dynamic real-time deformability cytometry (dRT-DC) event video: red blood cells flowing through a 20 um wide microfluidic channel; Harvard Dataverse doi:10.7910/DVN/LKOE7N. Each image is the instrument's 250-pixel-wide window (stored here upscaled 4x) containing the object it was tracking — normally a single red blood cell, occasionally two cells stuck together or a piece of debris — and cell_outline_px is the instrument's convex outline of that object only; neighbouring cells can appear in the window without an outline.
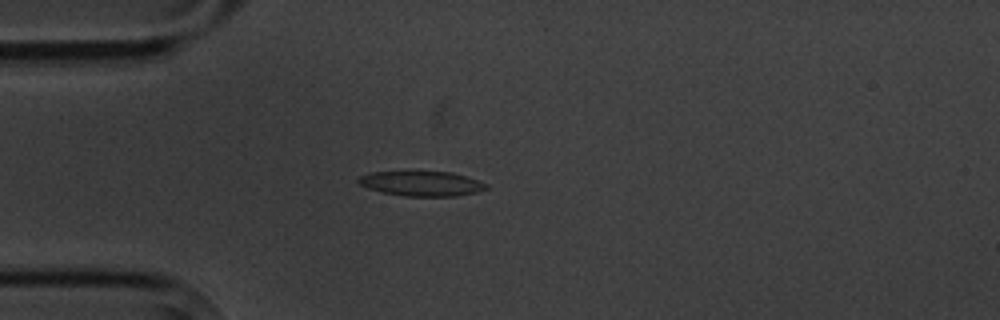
{"species": "common noctule bat (a hibernating species)", "species_latin": "Nyctalus noctula", "temperature_condition": "cold", "stored_images_in_passage": 4, "camera_frame_rate_fps": 3000, "um_per_image_px": 0.085, "animal": {"sex": "male", "body_mass_g": 20.1, "forearm_length_mm": 53.5}, "frame": {"image": 1, "passage_image": 4, "time_ms": 3.333, "image_size_px": [1000, 320], "cell_outline_px": [[488, 188], [476, 192], [456, 196], [404, 196], [384, 192], [368, 188], [360, 184], [356, 180], [360, 176], [372, 172], [452, 172], [488, 184]], "centroid_in_image_um": [35.84, 15.61], "position_along_channel_um": 49.2, "area_um2": 18.21}}